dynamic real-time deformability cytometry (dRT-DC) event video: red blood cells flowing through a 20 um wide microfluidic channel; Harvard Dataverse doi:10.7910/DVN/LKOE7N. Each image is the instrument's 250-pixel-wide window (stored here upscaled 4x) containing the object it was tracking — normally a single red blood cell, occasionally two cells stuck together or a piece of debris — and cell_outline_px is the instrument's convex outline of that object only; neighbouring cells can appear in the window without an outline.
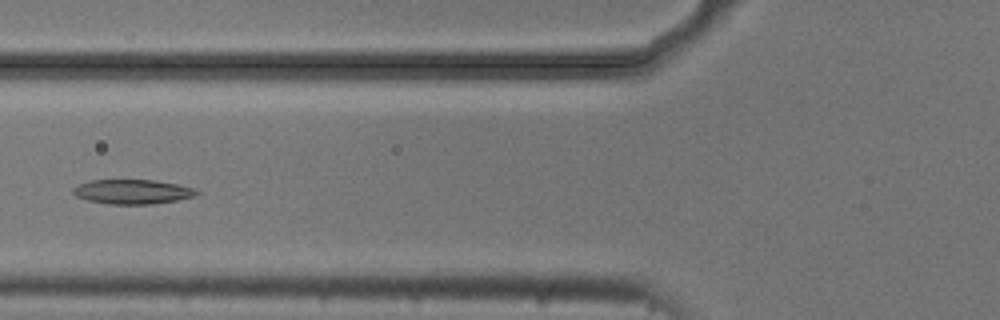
{"species": "common noctule bat (a hibernating species)", "species_latin": "Nyctalus noctula", "temperature_condition": "cold", "stored_images_in_passage": 6, "camera_frame_rate_fps": 3000, "um_per_image_px": 0.085, "animal": {"sex": "male", "body_mass_g": 20.5, "forearm_length_mm": 52.5}, "frame": {"image": 1, "passage_image": 6, "time_ms": 1.667, "image_size_px": [1000, 320], "cell_outline_px": [[200, 192], [196, 196], [176, 200], [152, 204], [108, 204], [88, 200], [76, 196], [72, 192], [72, 188], [80, 184], [92, 180], [156, 180], [176, 184], [192, 188]], "centroid_in_image_um": [11.25, 16.3], "position_along_channel_um": 114.5, "area_um2": 17.51}}